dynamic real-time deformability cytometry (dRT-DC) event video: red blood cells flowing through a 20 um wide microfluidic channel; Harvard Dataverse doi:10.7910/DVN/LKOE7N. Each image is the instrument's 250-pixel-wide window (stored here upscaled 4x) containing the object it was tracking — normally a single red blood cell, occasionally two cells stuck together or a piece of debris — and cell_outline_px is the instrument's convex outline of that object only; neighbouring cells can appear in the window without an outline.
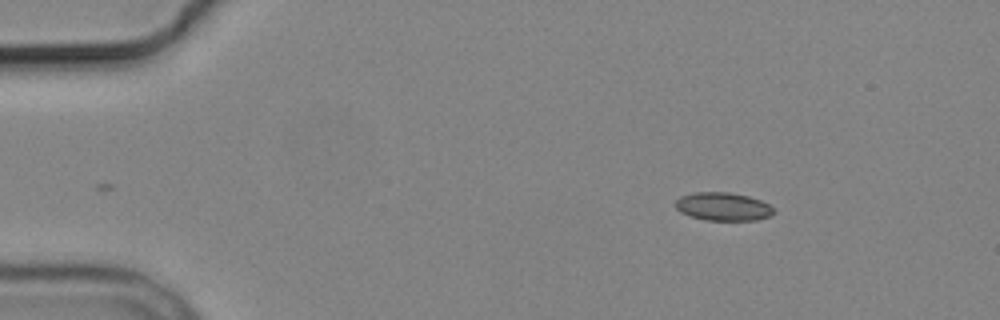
{"species": "common noctule bat (a hibernating species)", "species_latin": "Nyctalus noctula", "temperature_condition": "cold", "stored_images_in_passage": 6, "camera_frame_rate_fps": 3000, "um_per_image_px": 0.085, "animal": {"sex": "male", "body_mass_g": 19.2, "forearm_length_mm": 51.8}, "frame": {"image": 1, "passage_image": 6, "time_ms": 6.0, "image_size_px": [1000, 320], "cell_outline_px": [[776, 212], [768, 216], [756, 220], [704, 220], [680, 212], [676, 208], [676, 200], [680, 196], [696, 192], [728, 192], [748, 196], [760, 200], [768, 204]], "centroid_in_image_um": [61.45, 17.55], "position_along_channel_um": 23.6, "area_um2": 16.01}}